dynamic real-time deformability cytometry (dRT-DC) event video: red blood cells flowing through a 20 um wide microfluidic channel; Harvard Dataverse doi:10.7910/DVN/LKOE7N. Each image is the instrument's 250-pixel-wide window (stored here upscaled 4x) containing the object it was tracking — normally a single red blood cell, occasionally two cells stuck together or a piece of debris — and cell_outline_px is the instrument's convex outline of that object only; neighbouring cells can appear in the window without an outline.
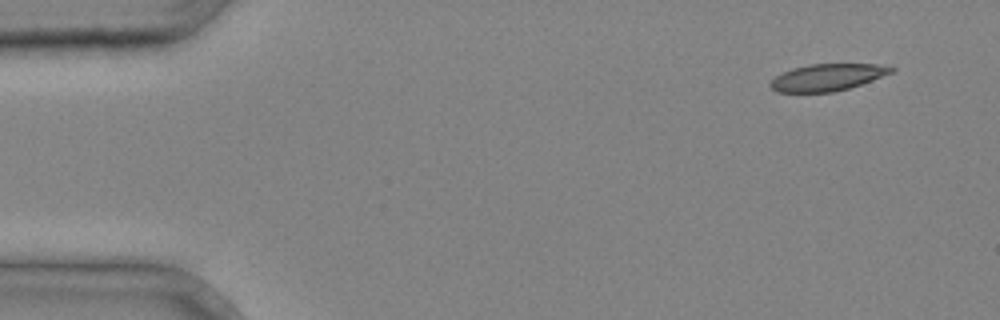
{"species": "common noctule bat (a hibernating species)", "species_latin": "Nyctalus noctula", "temperature_condition": "cold", "stored_images_in_passage": 3, "camera_frame_rate_fps": 3000, "um_per_image_px": 0.085, "animal": {"sex": "male", "body_mass_g": 20.4}, "frame": {"image": 1, "passage_image": 1, "time_ms": 0.0, "image_size_px": [1000, 320], "cell_outline_px": [[896, 68], [892, 72], [872, 80], [848, 88], [832, 92], [776, 92], [768, 84], [776, 76], [792, 68], [808, 64], [876, 64]], "centroid_in_image_um": [70.29, 6.57], "position_along_channel_um": 14.7, "area_um2": 18.73}}
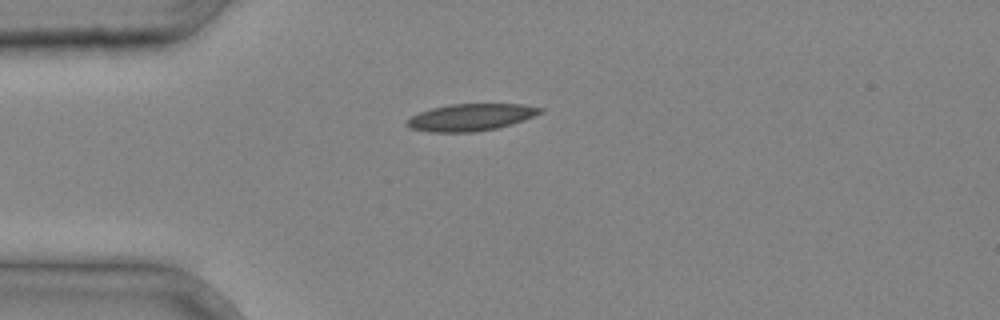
{"frame": {"image": 2, "passage_image": 3, "time_ms": 0.667, "image_size_px": [1000, 320], "cell_outline_px": [[544, 112], [524, 120], [512, 124], [496, 128], [476, 132], [428, 132], [412, 128], [404, 124], [412, 116], [420, 112], [432, 108], [448, 104], [524, 104], [544, 108]], "centroid_in_image_um": [40.05, 9.96], "position_along_channel_um": 44.9, "area_um2": 21.04}}